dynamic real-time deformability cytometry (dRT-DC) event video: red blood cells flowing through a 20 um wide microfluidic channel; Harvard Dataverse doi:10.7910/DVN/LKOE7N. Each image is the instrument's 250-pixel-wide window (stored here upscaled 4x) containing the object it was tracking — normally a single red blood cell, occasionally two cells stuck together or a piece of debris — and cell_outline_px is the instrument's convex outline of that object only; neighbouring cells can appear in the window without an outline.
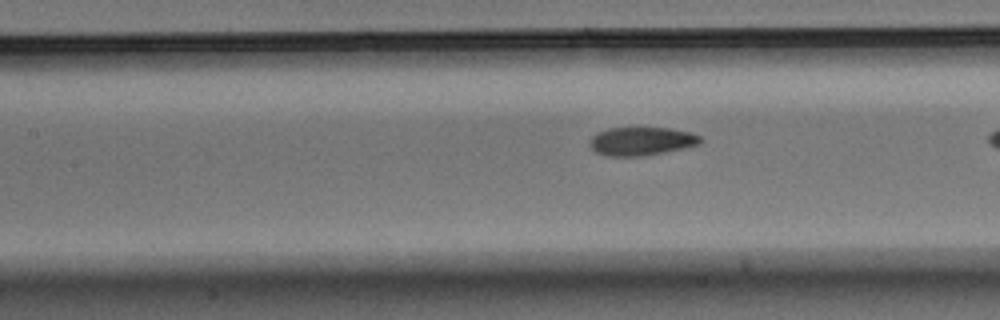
{"species": "Egyptian fruit bat (a non-hibernating species)", "species_latin": "Rousettus aegyptiacus", "temperature_condition": "warm", "stored_images_in_passage": 41, "segment_of_instrument_passage": [2, 2], "camera_frame_rate_fps": 3000, "um_per_image_px": 0.085, "animal": {"sex": "male"}, "frame": {"image": 1, "passage_image": 22, "time_ms": 7.0, "image_size_px": [1000, 320], "cell_outline_px": [[704, 140], [700, 144], [684, 148], [644, 156], [608, 156], [596, 152], [588, 144], [588, 140], [596, 132], [608, 128], [672, 128], [692, 132], [700, 136]], "centroid_in_image_um": [54.53, 12.0], "position_along_channel_um": 152.9, "area_um2": 18.55}}
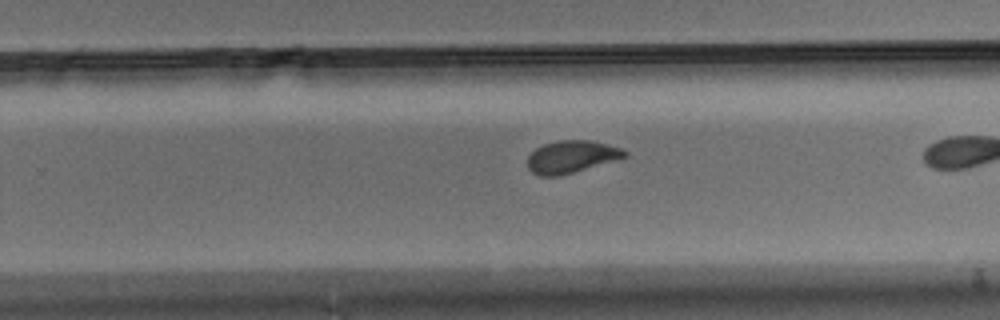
{"frame": {"image": 2, "passage_image": 33, "time_ms": 10.667, "image_size_px": [1000, 320], "cell_outline_px": [[628, 156], [616, 160], [560, 176], [540, 176], [532, 172], [528, 168], [528, 156], [536, 148], [544, 144], [560, 140], [592, 140], [608, 144], [620, 148], [628, 152]], "centroid_in_image_um": [48.58, 13.32], "position_along_channel_um": 281.2, "area_um2": 18.32}}
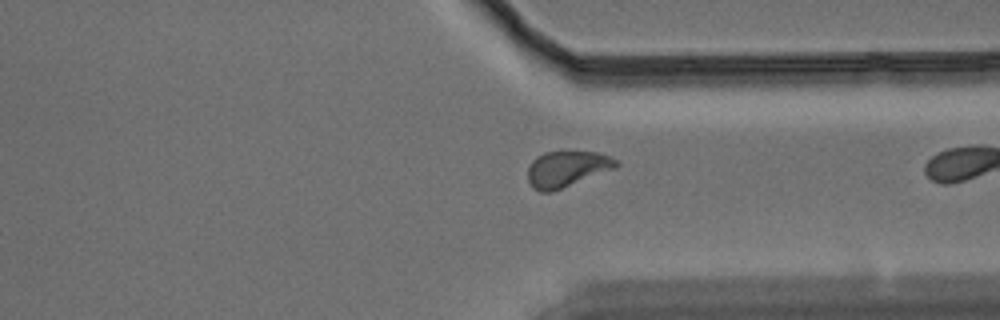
{"frame": {"image": 3, "passage_image": 40, "time_ms": 13.0, "image_size_px": [1000, 320], "cell_outline_px": [[620, 164], [616, 168], [552, 192], [540, 192], [532, 188], [528, 180], [528, 168], [532, 160], [536, 156], [544, 152], [600, 152], [616, 160]], "centroid_in_image_um": [48.17, 14.37], "position_along_channel_um": 363.2, "area_um2": 18.55}}